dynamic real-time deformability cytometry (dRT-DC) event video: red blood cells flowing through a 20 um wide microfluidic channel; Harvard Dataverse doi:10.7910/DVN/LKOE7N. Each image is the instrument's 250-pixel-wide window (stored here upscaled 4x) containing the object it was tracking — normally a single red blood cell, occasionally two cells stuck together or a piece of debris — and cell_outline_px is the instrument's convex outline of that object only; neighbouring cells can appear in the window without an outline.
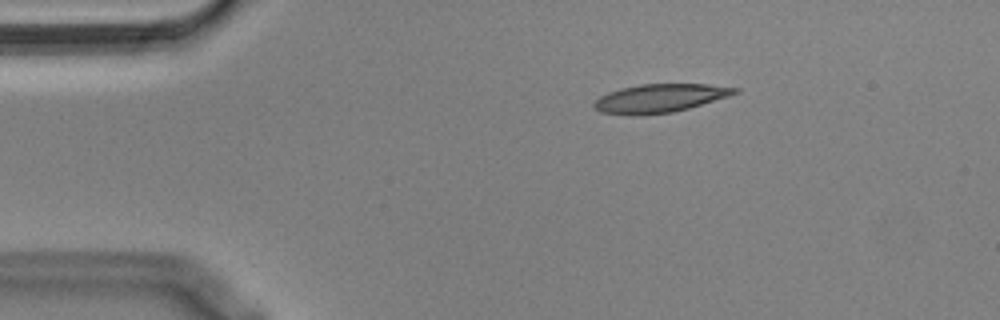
{"species": "Egyptian fruit bat (a non-hibernating species)", "species_latin": "Rousettus aegyptiacus", "temperature_condition": "cold", "stored_images_in_passage": 47, "camera_frame_rate_fps": 3000, "um_per_image_px": 0.085, "animal": {"sex": "male"}, "frame": {"image": 1, "passage_image": 1, "time_ms": 0.0, "image_size_px": [1000, 320], "cell_outline_px": [[740, 92], [728, 96], [688, 108], [672, 112], [640, 116], [636, 116], [600, 112], [592, 104], [600, 96], [608, 92], [620, 88], [640, 84], [708, 84], [740, 88]], "centroid_in_image_um": [56.07, 8.35], "position_along_channel_um": 28.9, "area_um2": 23.35}}
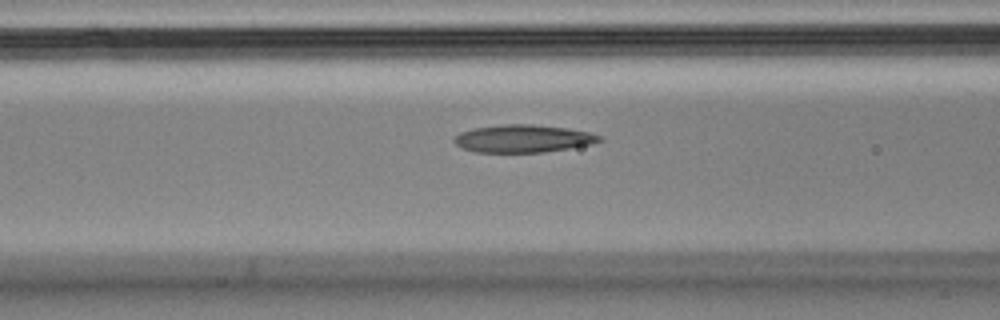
{"frame": {"image": 2, "passage_image": 13, "time_ms": 4.0, "image_size_px": [1000, 320], "cell_outline_px": [[604, 140], [592, 144], [544, 152], [476, 152], [460, 148], [452, 140], [460, 132], [472, 128], [504, 124], [532, 124], [568, 128], [588, 132], [604, 136]], "centroid_in_image_um": [44.47, 11.77], "position_along_channel_um": 122.1, "area_um2": 23.58}}
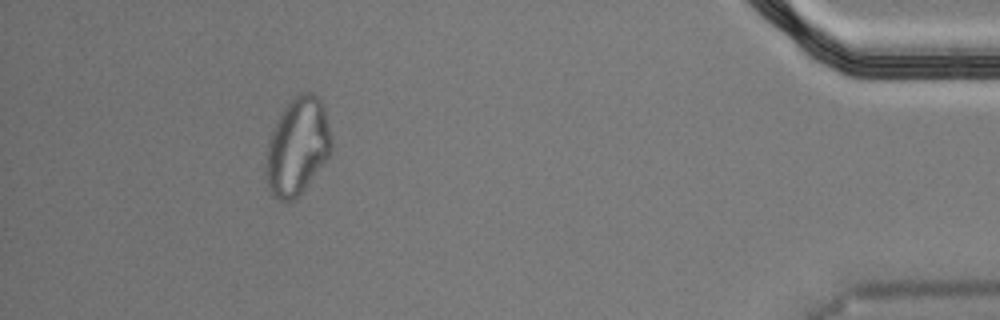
{"frame": {"image": 3, "passage_image": 42, "time_ms": 13.667, "image_size_px": [1000, 320], "cell_outline_px": [[332, 152], [300, 192], [288, 204], [280, 200], [268, 188], [264, 168], [268, 140], [280, 112], [300, 92], [312, 92], [324, 104], [332, 140]], "centroid_in_image_um": [25.27, 12.43], "position_along_channel_um": 409.9, "area_um2": 36.93}, "authors_computed_cell_mechanics": {"area_um2": 24.2182, "velocity_mm_per_s": 3.58, "shape_relaxation_time_tau1_ms": null, "shape_relaxation_time_tau2_ms": 3.0928, "deformation_change_tau1": null, "deformation_change_tau2": 0.1056}}